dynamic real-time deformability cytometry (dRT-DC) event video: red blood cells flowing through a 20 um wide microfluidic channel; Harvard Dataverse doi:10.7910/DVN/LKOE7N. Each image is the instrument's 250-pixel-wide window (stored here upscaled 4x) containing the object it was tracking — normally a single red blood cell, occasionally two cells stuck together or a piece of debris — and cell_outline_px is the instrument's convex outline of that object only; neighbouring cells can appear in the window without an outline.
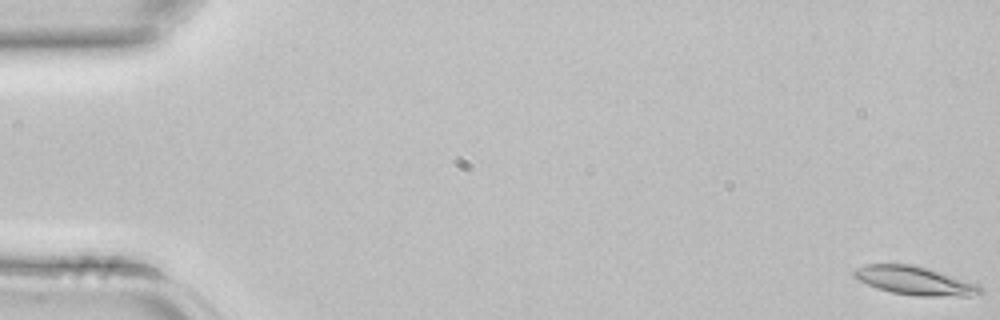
{"species": "common noctule bat (a hibernating species)", "species_latin": "Nyctalus noctula", "temperature_condition": "room temperature", "stored_images_in_passage": 4, "camera_frame_rate_fps": 3000, "um_per_image_px": 0.085, "animal": {"sex": "female", "body_mass_g": 22.7, "forearm_length_mm": 54.2}, "frame": {"image": 1, "passage_image": 1, "time_ms": 0.0, "image_size_px": [1000, 320], "cell_outline_px": [[984, 292], [972, 296], [916, 296], [892, 292], [868, 284], [852, 276], [852, 272], [856, 268], [868, 264], [912, 264], [928, 268], [980, 284]], "centroid_in_image_um": [77.81, 23.86], "position_along_channel_um": 7.2, "area_um2": 20.98}}
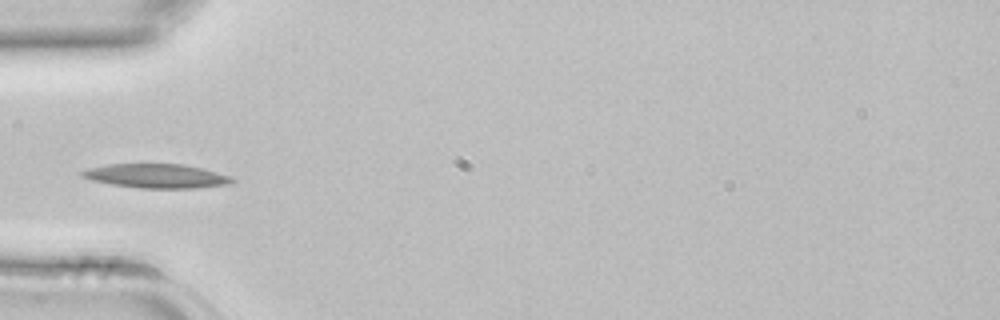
{"frame": {"image": 2, "passage_image": 4, "time_ms": 1.0, "image_size_px": [1000, 320], "cell_outline_px": [[236, 180], [232, 184], [196, 188], [140, 188], [112, 184], [92, 180], [80, 176], [80, 172], [88, 168], [108, 164], [184, 164], [232, 176]], "centroid_in_image_um": [13.33, 14.96], "position_along_channel_um": 71.7, "area_um2": 21.1}}